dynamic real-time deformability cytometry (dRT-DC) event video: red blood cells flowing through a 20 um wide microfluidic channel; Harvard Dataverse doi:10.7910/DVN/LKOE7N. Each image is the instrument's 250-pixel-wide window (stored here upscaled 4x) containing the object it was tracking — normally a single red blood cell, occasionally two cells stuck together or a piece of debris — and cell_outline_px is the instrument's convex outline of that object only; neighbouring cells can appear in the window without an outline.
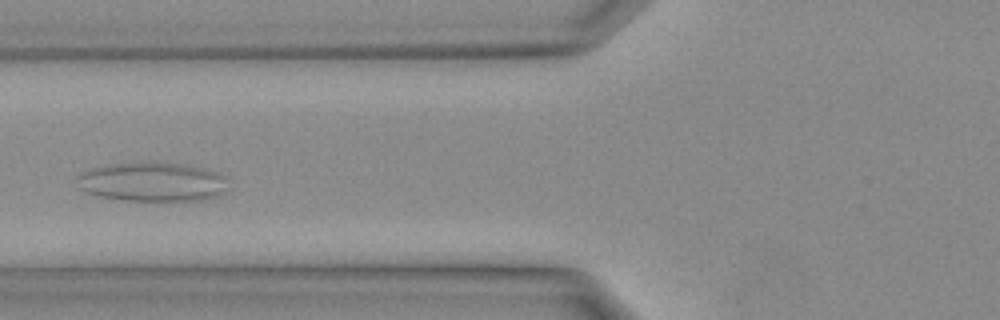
{"species": "Egyptian fruit bat (a non-hibernating species)", "species_latin": "Rousettus aegyptiacus", "temperature_condition": "warm", "stored_images_in_passage": 27, "camera_frame_rate_fps": 3000, "um_per_image_px": 0.085, "animal": {"sex": "female"}, "frame": {"image": 1, "passage_image": 5, "time_ms": 1.333, "image_size_px": [1000, 320], "cell_outline_px": [[228, 176], [224, 192], [216, 196], [200, 200], [128, 200], [104, 196], [88, 192], [80, 188], [80, 172], [104, 164], [180, 164], [204, 168]], "centroid_in_image_um": [13.01, 15.47], "position_along_channel_um": 112.8, "area_um2": 33.41}}